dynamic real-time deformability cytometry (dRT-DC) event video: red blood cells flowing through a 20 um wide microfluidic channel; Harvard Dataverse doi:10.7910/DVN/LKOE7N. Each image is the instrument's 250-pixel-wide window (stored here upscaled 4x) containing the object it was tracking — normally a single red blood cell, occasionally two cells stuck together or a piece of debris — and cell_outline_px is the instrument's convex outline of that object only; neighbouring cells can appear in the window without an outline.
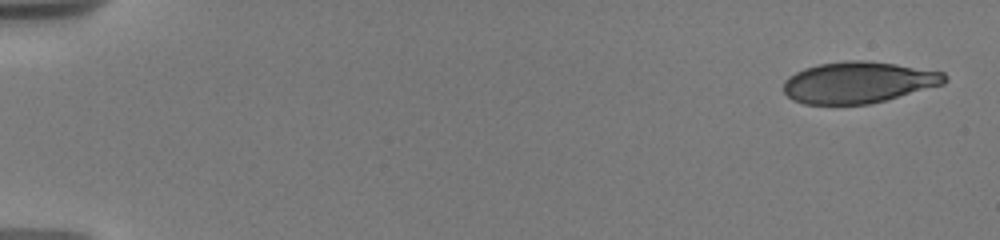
{"species": "human", "species_latin": "Homo sapiens", "temperature_condition": "warm", "stored_images_in_passage": 9, "camera_frame_rate_fps": 3000, "um_per_image_px": 0.085, "donor": {"sex": "male"}, "frame": {"image": 1, "passage_image": 1, "time_ms": 0.0, "image_size_px": [1000, 240], "cell_outline_px": [[948, 80], [944, 84], [884, 100], [868, 104], [804, 104], [792, 100], [784, 92], [784, 80], [788, 76], [804, 68], [820, 64], [848, 60], [864, 60], [896, 64], [944, 72], [948, 76]], "centroid_in_image_um": [72.95, 7.0], "position_along_channel_um": 12.0, "area_um2": 38.78}}
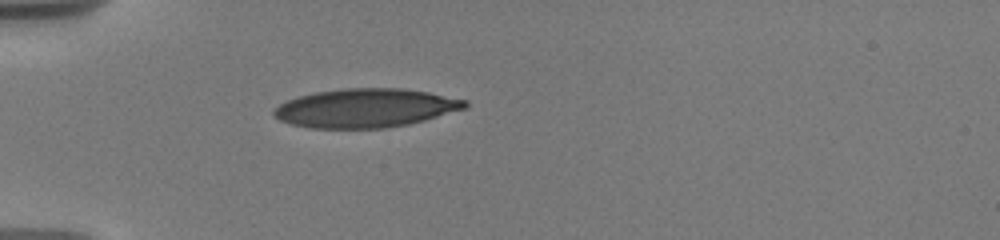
{"frame": {"image": 2, "passage_image": 7, "time_ms": 5.0, "image_size_px": [1000, 240], "cell_outline_px": [[468, 108], [424, 120], [408, 124], [384, 128], [308, 128], [292, 124], [280, 120], [272, 112], [272, 108], [296, 96], [316, 92], [340, 88], [400, 88], [428, 92], [468, 100]], "centroid_in_image_um": [31.08, 9.18], "position_along_channel_um": 53.9, "area_um2": 43.35}}
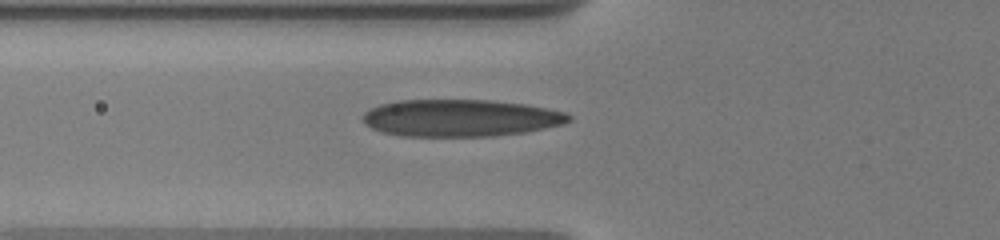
{"frame": {"image": 3, "passage_image": 9, "time_ms": 6.333, "image_size_px": [1000, 240], "cell_outline_px": [[572, 120], [564, 124], [524, 132], [492, 136], [404, 136], [384, 132], [372, 128], [364, 124], [364, 112], [380, 104], [396, 100], [492, 100], [528, 104], [548, 108], [564, 112], [572, 116]], "centroid_in_image_um": [39.17, 10.02], "position_along_channel_um": 86.6, "area_um2": 44.62}}